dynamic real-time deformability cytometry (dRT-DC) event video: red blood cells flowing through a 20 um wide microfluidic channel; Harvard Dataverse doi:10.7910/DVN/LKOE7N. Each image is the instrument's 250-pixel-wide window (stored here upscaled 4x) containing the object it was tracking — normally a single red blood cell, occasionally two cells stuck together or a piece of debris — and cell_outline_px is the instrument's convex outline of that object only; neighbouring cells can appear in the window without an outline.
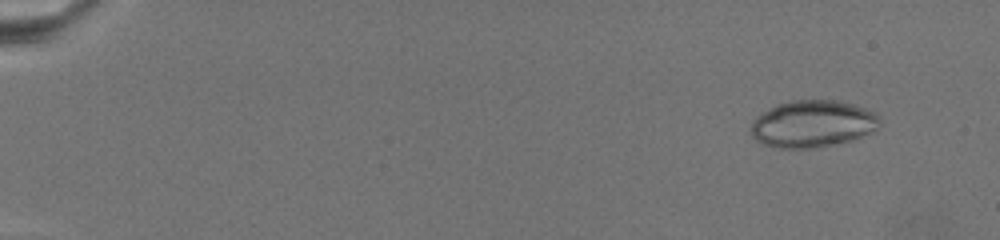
{"species": "common noctule bat (a hibernating species)", "species_latin": "Nyctalus noctula", "temperature_condition": "warm", "stored_images_in_passage": 49, "camera_frame_rate_fps": 3000, "um_per_image_px": 0.085, "animal": {"sex": "female", "body_mass_g": 19.5, "forearm_length_mm": 54.1}, "frame": {"image": 1, "passage_image": 5, "time_ms": 2.0, "image_size_px": [1000, 240], "cell_outline_px": [[876, 128], [872, 132], [852, 140], [812, 148], [776, 148], [760, 144], [752, 136], [748, 128], [752, 120], [756, 116], [780, 104], [792, 100], [836, 100], [852, 104], [864, 108], [872, 112], [876, 116]], "centroid_in_image_um": [68.98, 10.54], "position_along_channel_um": 16.0, "area_um2": 34.97}}
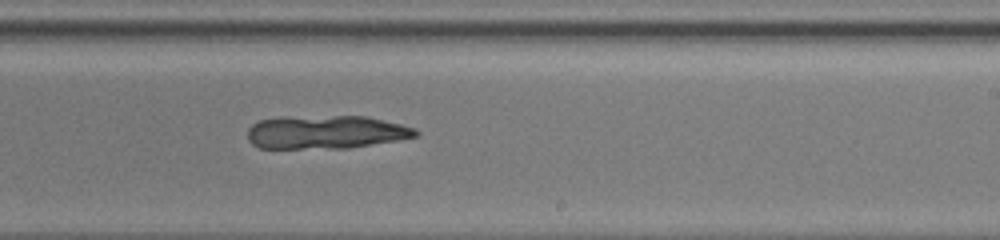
{"frame": {"image": 2, "passage_image": 32, "time_ms": 16.0, "image_size_px": [1000, 240], "cell_outline_px": [[420, 132], [416, 136], [396, 140], [348, 148], [260, 148], [252, 144], [248, 140], [248, 128], [252, 124], [260, 120], [280, 116], [368, 116], [416, 128]], "centroid_in_image_um": [27.67, 11.22], "position_along_channel_um": 261.3, "area_um2": 32.83}}
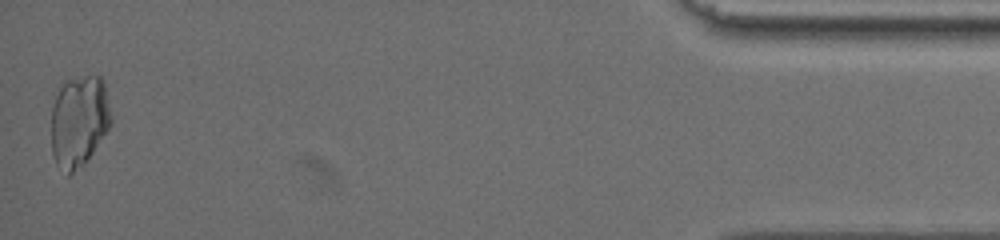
{"frame": {"image": 3, "passage_image": 49, "time_ms": 24.333, "image_size_px": [1000, 240], "cell_outline_px": [[112, 124], [84, 164], [68, 176], [56, 164], [52, 152], [52, 108], [56, 96], [64, 80], [84, 76], [100, 76], [104, 80], [112, 116]], "centroid_in_image_um": [6.73, 10.28], "position_along_channel_um": 428.5, "area_um2": 32.08}}